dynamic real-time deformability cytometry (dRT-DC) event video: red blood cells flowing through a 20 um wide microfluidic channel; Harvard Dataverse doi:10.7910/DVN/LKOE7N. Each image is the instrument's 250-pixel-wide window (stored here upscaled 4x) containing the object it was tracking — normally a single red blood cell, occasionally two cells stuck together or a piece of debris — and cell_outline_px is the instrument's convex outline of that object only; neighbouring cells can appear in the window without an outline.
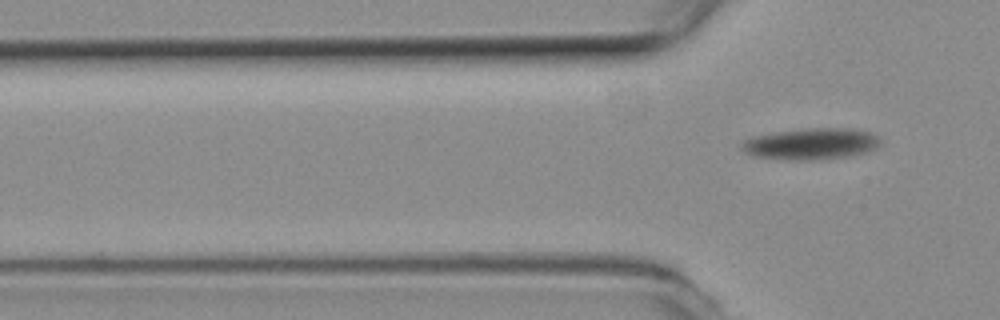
{"species": "common noctule bat (a hibernating species)", "species_latin": "Nyctalus noctula", "temperature_condition": "room temperature", "stored_images_in_passage": 6, "camera_frame_rate_fps": 3000, "um_per_image_px": 0.085, "animal": {"sex": "female", "body_mass_g": 19.3, "forearm_length_mm": 54.1}, "frame": {"image": 1, "passage_image": 6, "time_ms": 1.667, "image_size_px": [1000, 320], "cell_outline_px": [[880, 144], [876, 148], [864, 152], [848, 156], [824, 160], [784, 160], [752, 156], [744, 152], [740, 148], [740, 144], [744, 140], [752, 136], [780, 132], [812, 128], [848, 128], [868, 132], [876, 136], [880, 140]], "centroid_in_image_um": [68.89, 12.25], "position_along_channel_um": 56.9, "area_um2": 25.37}}